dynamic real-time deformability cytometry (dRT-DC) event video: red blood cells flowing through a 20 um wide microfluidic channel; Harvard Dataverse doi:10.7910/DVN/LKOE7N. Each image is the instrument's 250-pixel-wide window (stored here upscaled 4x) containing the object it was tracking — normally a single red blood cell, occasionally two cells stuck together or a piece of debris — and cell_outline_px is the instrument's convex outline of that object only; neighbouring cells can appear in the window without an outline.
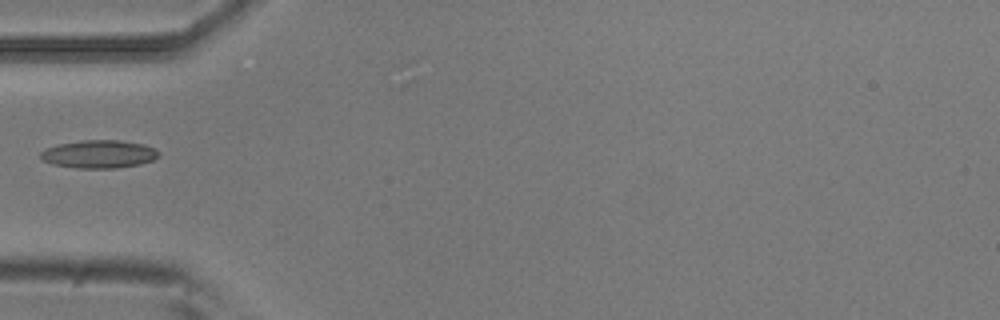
{"species": "common noctule bat (a hibernating species)", "species_latin": "Nyctalus noctula", "temperature_condition": "room temperature", "stored_images_in_passage": 3, "camera_frame_rate_fps": 3000, "um_per_image_px": 0.085, "animal": {"sex": "male", "body_mass_g": 20.5, "forearm_length_mm": 52.5}, "frame": {"image": 1, "passage_image": 3, "time_ms": 0.667, "image_size_px": [1000, 320], "cell_outline_px": [[160, 156], [152, 160], [140, 164], [116, 168], [76, 168], [52, 164], [44, 160], [40, 156], [40, 152], [44, 148], [56, 144], [80, 140], [120, 140], [144, 144], [160, 152]], "centroid_in_image_um": [8.39, 13.09], "position_along_channel_um": 76.6, "area_um2": 19.42}}